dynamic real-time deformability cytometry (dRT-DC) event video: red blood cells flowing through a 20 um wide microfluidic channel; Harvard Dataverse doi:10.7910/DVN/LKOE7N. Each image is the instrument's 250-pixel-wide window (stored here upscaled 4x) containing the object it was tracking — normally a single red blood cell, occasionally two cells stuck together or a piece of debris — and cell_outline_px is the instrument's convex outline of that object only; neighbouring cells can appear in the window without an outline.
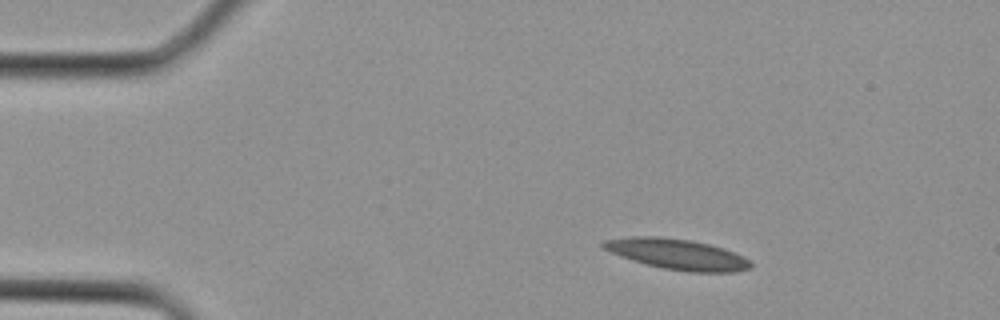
{"species": "Egyptian fruit bat (a non-hibernating species)", "species_latin": "Rousettus aegyptiacus", "temperature_condition": "cold", "stored_images_in_passage": 2, "camera_frame_rate_fps": 3000, "um_per_image_px": 0.085, "animal": {"sex": "female"}, "frame": {"image": 1, "passage_image": 1, "time_ms": 0.0, "image_size_px": [1000, 320], "cell_outline_px": [[752, 268], [736, 272], [688, 272], [664, 268], [632, 260], [620, 256], [604, 248], [600, 244], [604, 240], [632, 236], [656, 236], [692, 240], [724, 248], [752, 260]], "centroid_in_image_um": [57.62, 21.61], "position_along_channel_um": 27.4, "area_um2": 26.24}}